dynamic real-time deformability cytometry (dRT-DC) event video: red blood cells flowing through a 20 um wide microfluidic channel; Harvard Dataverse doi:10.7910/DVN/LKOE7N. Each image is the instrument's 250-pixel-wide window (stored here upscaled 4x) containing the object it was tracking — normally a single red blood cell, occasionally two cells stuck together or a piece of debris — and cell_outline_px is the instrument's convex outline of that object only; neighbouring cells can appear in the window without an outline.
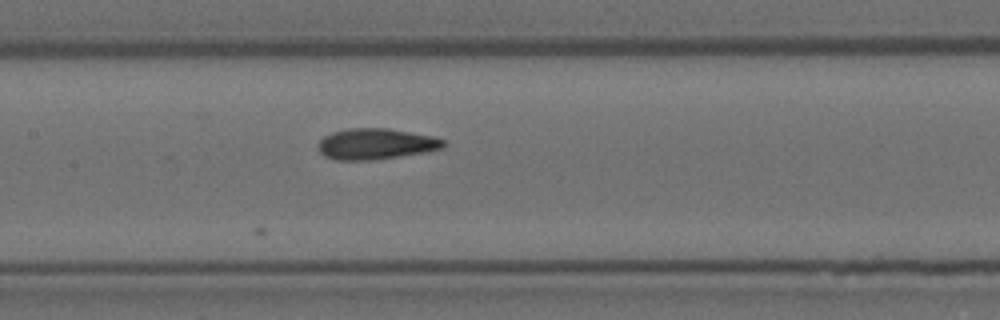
{"species": "Egyptian fruit bat (a non-hibernating species)", "species_latin": "Rousettus aegyptiacus", "temperature_condition": "room temperature", "stored_images_in_passage": 12, "camera_frame_rate_fps": 3000, "um_per_image_px": 0.085, "animal": {"sex": "female"}, "frame": {"image": 1, "passage_image": 12, "time_ms": 3.667, "image_size_px": [1000, 320], "cell_outline_px": [[448, 144], [444, 148], [424, 152], [372, 160], [336, 160], [324, 156], [320, 152], [320, 140], [324, 136], [332, 132], [348, 128], [388, 128], [432, 136], [444, 140]], "centroid_in_image_um": [31.97, 12.23], "position_along_channel_um": 175.4, "area_um2": 22.48}}